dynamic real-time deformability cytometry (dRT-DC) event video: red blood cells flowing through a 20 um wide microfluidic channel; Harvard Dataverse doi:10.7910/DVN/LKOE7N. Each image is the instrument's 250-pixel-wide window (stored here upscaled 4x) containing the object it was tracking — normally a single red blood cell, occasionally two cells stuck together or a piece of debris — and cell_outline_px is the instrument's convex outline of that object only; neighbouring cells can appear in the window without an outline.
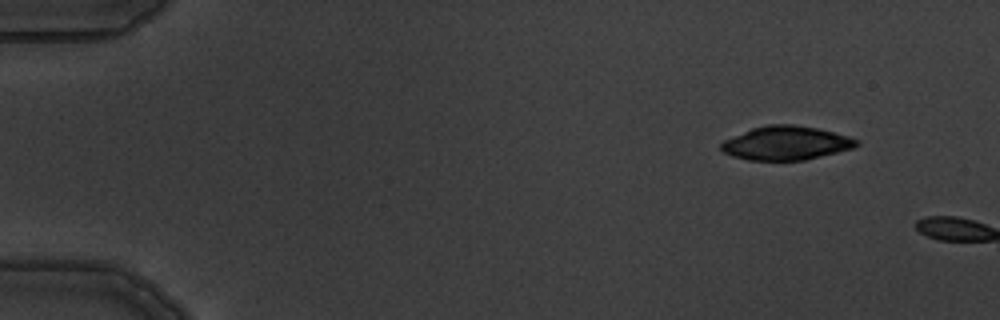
{"species": "common noctule bat (a hibernating species)", "species_latin": "Nyctalus noctula", "temperature_condition": "warm", "stored_images_in_passage": 2, "camera_frame_rate_fps": 3000, "um_per_image_px": 0.085, "animal": {"sex": "male", "body_mass_g": 19.5, "forearm_length_mm": 54.6}, "frame": {"image": 1, "passage_image": 1, "time_ms": 0.0, "image_size_px": [1000, 320], "cell_outline_px": [[860, 144], [852, 148], [804, 160], [748, 160], [732, 156], [724, 152], [720, 148], [720, 144], [724, 140], [752, 128], [768, 124], [792, 124], [816, 128], [848, 136], [860, 140]], "centroid_in_image_um": [66.8, 12.16], "position_along_channel_um": 18.2, "area_um2": 26.47}}